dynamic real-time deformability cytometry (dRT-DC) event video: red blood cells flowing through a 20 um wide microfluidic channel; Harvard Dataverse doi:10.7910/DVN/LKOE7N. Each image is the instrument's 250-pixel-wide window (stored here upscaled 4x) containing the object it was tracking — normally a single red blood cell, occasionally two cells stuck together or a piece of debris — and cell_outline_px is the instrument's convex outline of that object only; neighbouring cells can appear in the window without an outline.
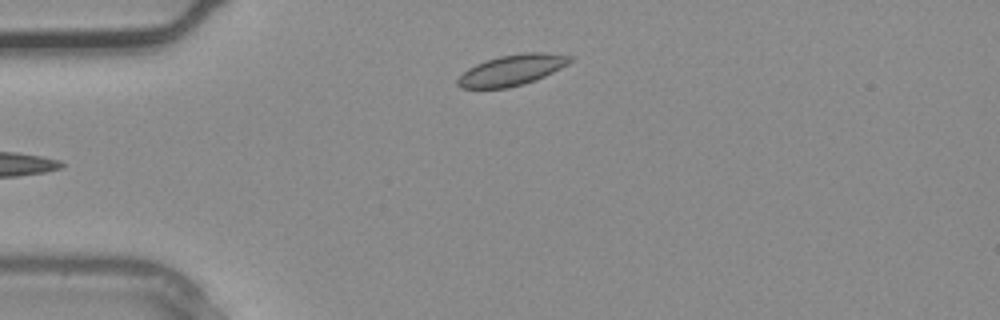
{"species": "common noctule bat (a hibernating species)", "species_latin": "Nyctalus noctula", "temperature_condition": "warm", "stored_images_in_passage": 5, "camera_frame_rate_fps": 3000, "um_per_image_px": 0.085, "animal": {"sex": "male", "body_mass_g": 20.4}, "frame": {"image": 1, "passage_image": 4, "time_ms": 1.0, "image_size_px": [1000, 320], "cell_outline_px": [[572, 60], [568, 64], [536, 80], [524, 84], [508, 88], [460, 88], [456, 84], [456, 80], [468, 68], [476, 64], [500, 56], [520, 52], [540, 52], [572, 56]], "centroid_in_image_um": [43.5, 5.96], "position_along_channel_um": 41.5, "area_um2": 20.06}}